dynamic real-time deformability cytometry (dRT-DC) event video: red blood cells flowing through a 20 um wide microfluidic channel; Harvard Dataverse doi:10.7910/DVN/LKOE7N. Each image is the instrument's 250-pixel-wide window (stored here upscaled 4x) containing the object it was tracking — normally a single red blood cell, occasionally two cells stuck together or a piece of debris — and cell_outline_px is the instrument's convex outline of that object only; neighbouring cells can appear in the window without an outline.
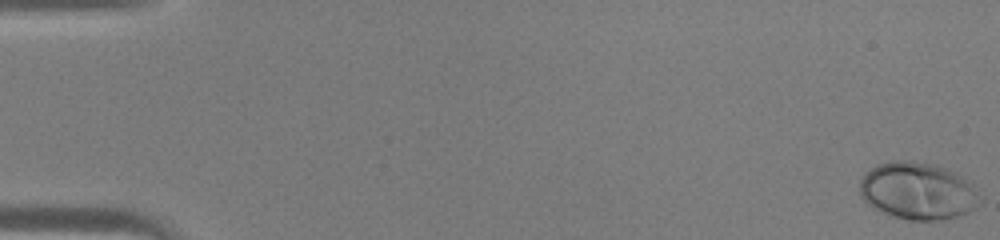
{"species": "human", "species_latin": "Homo sapiens", "temperature_condition": "warm", "stored_images_in_passage": 46, "camera_frame_rate_fps": 3000, "um_per_image_px": 0.085, "donor": {"sex": "male"}, "frame": {"image": 1, "passage_image": 1, "time_ms": 0.0, "image_size_px": [1000, 240], "cell_outline_px": [[984, 200], [968, 212], [956, 216], [940, 220], [908, 220], [872, 208], [860, 196], [860, 180], [876, 164], [896, 160], [908, 160], [932, 164], [956, 172], [972, 180]], "centroid_in_image_um": [78.07, 16.22], "position_along_channel_um": 6.9, "area_um2": 40.4}}
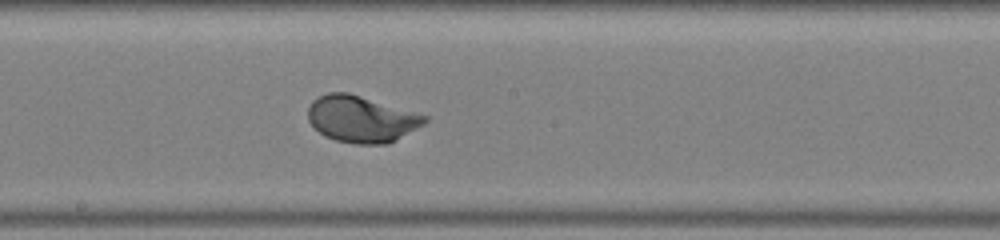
{"frame": {"image": 2, "passage_image": 26, "time_ms": 8.333, "image_size_px": [1000, 240], "cell_outline_px": [[428, 120], [424, 124], [396, 140], [388, 144], [356, 144], [336, 140], [324, 136], [308, 120], [308, 108], [312, 100], [328, 92], [348, 92], [428, 116]], "centroid_in_image_um": [30.71, 10.12], "position_along_channel_um": 217.5, "area_um2": 31.5}}
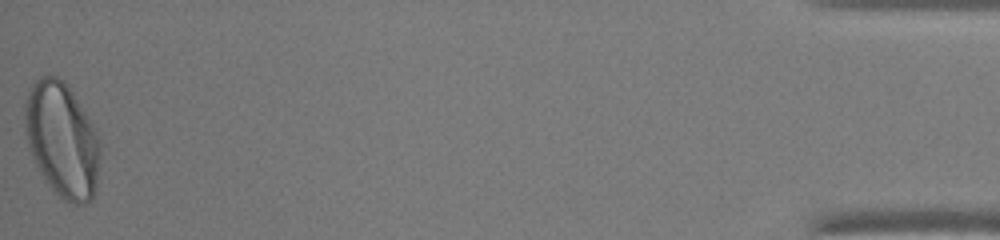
{"frame": {"image": 3, "passage_image": 46, "time_ms": 15.0, "image_size_px": [1000, 240], "cell_outline_px": [[100, 152], [96, 184], [92, 200], [84, 204], [72, 204], [64, 200], [44, 180], [32, 160], [24, 128], [24, 104], [28, 92], [32, 84], [40, 76], [56, 76], [64, 80], [72, 92], [92, 124], [100, 140]], "centroid_in_image_um": [5.25, 11.89], "position_along_channel_um": 430.0, "area_um2": 50.46}}